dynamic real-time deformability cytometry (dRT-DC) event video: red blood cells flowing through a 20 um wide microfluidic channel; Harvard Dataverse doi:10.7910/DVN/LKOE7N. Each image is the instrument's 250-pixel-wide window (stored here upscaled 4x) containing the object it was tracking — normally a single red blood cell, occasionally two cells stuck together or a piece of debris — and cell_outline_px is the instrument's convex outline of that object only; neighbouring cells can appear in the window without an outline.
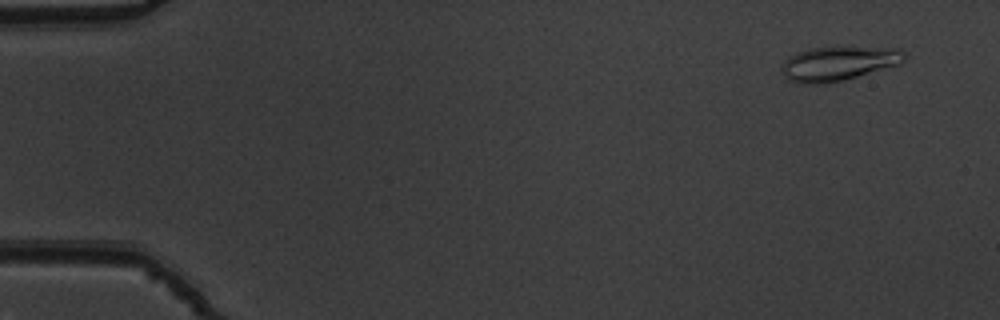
{"species": "common noctule bat (a hibernating species)", "species_latin": "Nyctalus noctula", "temperature_condition": "warm", "stored_images_in_passage": 53, "camera_frame_rate_fps": 3000, "um_per_image_px": 0.085, "animal": {"sex": "male", "body_mass_g": 19.5, "forearm_length_mm": 54.6}, "frame": {"image": 1, "passage_image": 4, "time_ms": 1.0, "image_size_px": [1000, 320], "cell_outline_px": [[904, 60], [900, 64], [856, 76], [840, 80], [820, 84], [804, 84], [792, 80], [784, 76], [780, 72], [780, 68], [784, 60], [788, 56], [812, 48], [900, 48], [904, 52]], "centroid_in_image_um": [71.22, 5.4], "position_along_channel_um": 13.8, "area_um2": 23.87}}
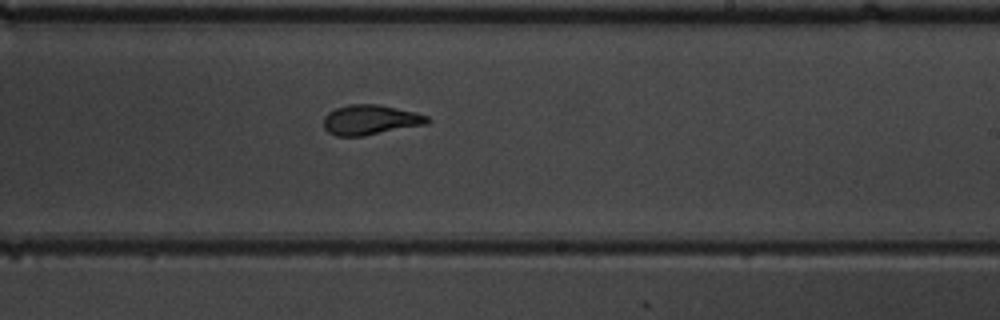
{"frame": {"image": 2, "passage_image": 33, "time_ms": 10.667, "image_size_px": [1000, 320], "cell_outline_px": [[432, 120], [428, 124], [364, 136], [336, 136], [328, 132], [324, 128], [324, 116], [328, 112], [336, 108], [348, 104], [380, 104], [416, 112], [428, 116]], "centroid_in_image_um": [31.51, 10.18], "position_along_channel_um": 257.5, "area_um2": 18.38}}
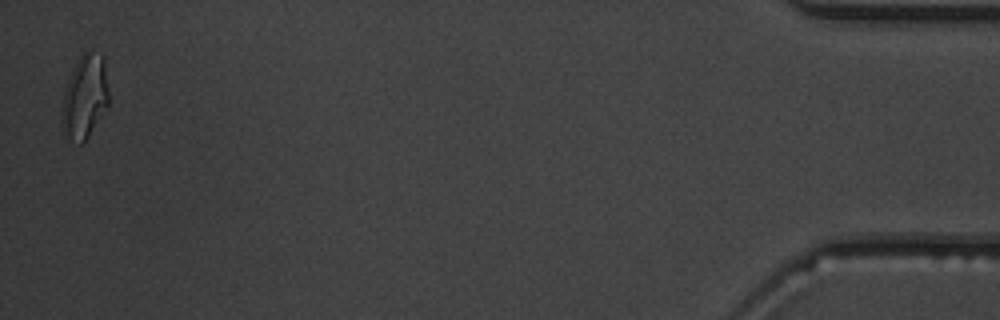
{"frame": {"image": 3, "passage_image": 53, "time_ms": 17.333, "image_size_px": [1000, 320], "cell_outline_px": [[108, 104], [88, 136], [80, 144], [68, 136], [60, 120], [60, 116], [64, 92], [68, 80], [80, 56], [84, 52], [88, 52], [104, 56], [108, 92]], "centroid_in_image_um": [7.2, 8.22], "position_along_channel_um": 428.0, "area_um2": 22.14}, "authors_computed_cell_mechanics": {"area_um2": 18.7272, "velocity_mm_per_s": 3.8385, "shape_relaxation_time_tau1_ms": 4.7361, "shape_relaxation_time_tau2_ms": 1.2395, "deformation_change_tau1": 0.1903, "deformation_change_tau2": 0.0708}}